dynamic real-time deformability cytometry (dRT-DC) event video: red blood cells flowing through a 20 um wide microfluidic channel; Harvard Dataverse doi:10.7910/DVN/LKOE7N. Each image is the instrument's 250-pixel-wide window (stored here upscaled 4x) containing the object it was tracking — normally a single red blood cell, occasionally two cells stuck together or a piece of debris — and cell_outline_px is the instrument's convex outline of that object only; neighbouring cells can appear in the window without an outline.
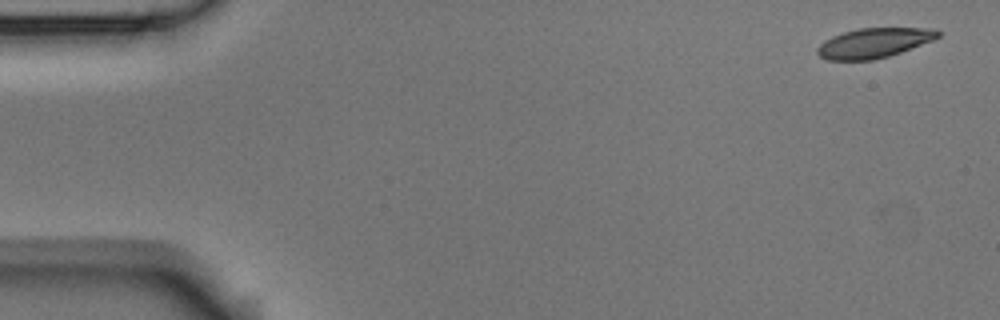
{"species": "Egyptian fruit bat (a non-hibernating species)", "species_latin": "Rousettus aegyptiacus", "temperature_condition": "room temperature", "stored_images_in_passage": 4, "camera_frame_rate_fps": 3000, "um_per_image_px": 0.085, "animal": {"sex": "male"}, "frame": {"image": 1, "passage_image": 1, "time_ms": 0.0, "image_size_px": [1000, 320], "cell_outline_px": [[940, 36], [932, 40], [900, 52], [888, 56], [872, 60], [828, 60], [820, 56], [816, 52], [816, 48], [824, 40], [832, 36], [844, 32], [860, 28], [936, 28], [940, 32]], "centroid_in_image_um": [74.26, 3.64], "position_along_channel_um": 10.7, "area_um2": 20.81}}
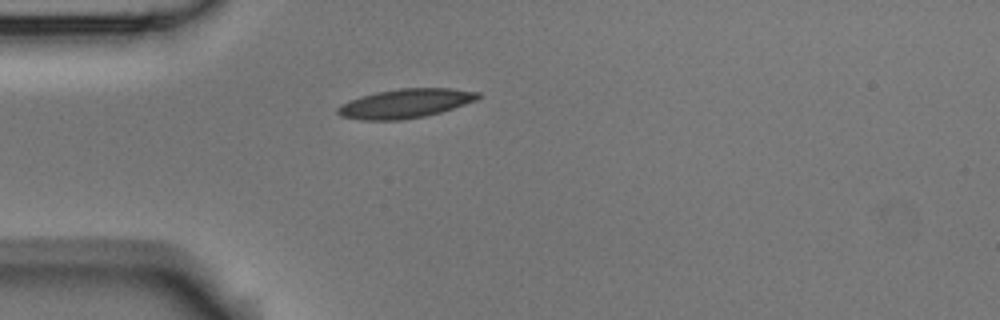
{"frame": {"image": 2, "passage_image": 4, "time_ms": 4.333, "image_size_px": [1000, 320], "cell_outline_px": [[480, 96], [476, 100], [440, 112], [424, 116], [400, 120], [364, 120], [340, 116], [336, 112], [336, 108], [340, 104], [348, 100], [360, 96], [376, 92], [400, 88], [448, 88], [480, 92]], "centroid_in_image_um": [34.4, 8.79], "position_along_channel_um": 50.6, "area_um2": 23.76}}